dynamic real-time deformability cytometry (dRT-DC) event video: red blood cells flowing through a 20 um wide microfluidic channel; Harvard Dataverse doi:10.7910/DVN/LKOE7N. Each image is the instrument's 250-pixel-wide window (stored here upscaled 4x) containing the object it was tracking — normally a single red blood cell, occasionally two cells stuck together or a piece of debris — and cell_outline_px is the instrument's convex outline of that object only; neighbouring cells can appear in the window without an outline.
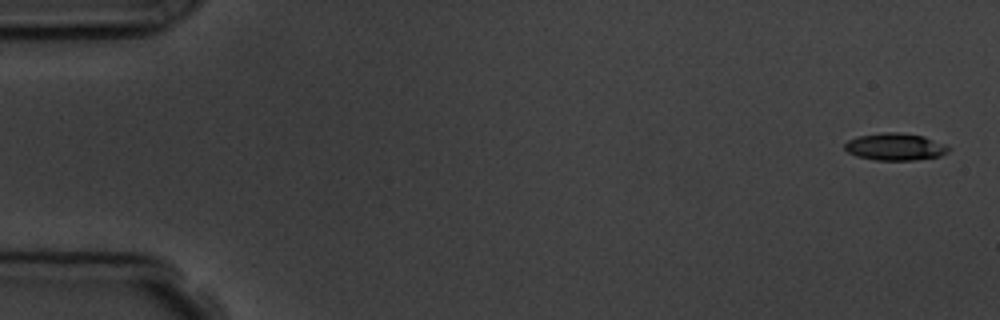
{"species": "common noctule bat (a hibernating species)", "species_latin": "Nyctalus noctula", "temperature_condition": "room temperature", "stored_images_in_passage": 5, "camera_frame_rate_fps": 3000, "um_per_image_px": 0.085, "animal": {"sex": "male", "body_mass_g": 19.5, "forearm_length_mm": 54.6}, "frame": {"image": 1, "passage_image": 1, "time_ms": 0.0, "image_size_px": [1000, 320], "cell_outline_px": [[952, 148], [948, 152], [940, 156], [912, 160], [876, 160], [856, 156], [848, 152], [844, 148], [844, 144], [848, 140], [856, 136], [880, 132], [900, 132], [924, 136], [944, 144]], "centroid_in_image_um": [76.07, 12.46], "position_along_channel_um": 8.9, "area_um2": 16.59}}
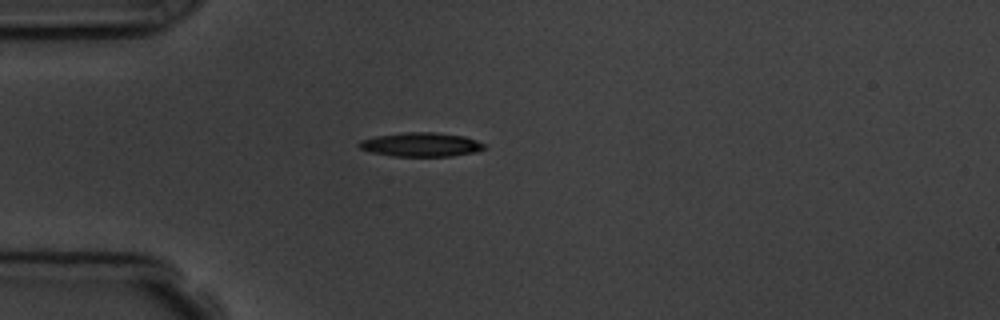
{"frame": {"image": 2, "passage_image": 4, "time_ms": 4.333, "image_size_px": [1000, 320], "cell_outline_px": [[488, 148], [476, 152], [452, 156], [392, 156], [372, 152], [360, 148], [356, 144], [360, 140], [376, 136], [404, 132], [436, 132], [464, 136], [488, 144]], "centroid_in_image_um": [35.84, 12.29], "position_along_channel_um": 49.2, "area_um2": 17.74}}